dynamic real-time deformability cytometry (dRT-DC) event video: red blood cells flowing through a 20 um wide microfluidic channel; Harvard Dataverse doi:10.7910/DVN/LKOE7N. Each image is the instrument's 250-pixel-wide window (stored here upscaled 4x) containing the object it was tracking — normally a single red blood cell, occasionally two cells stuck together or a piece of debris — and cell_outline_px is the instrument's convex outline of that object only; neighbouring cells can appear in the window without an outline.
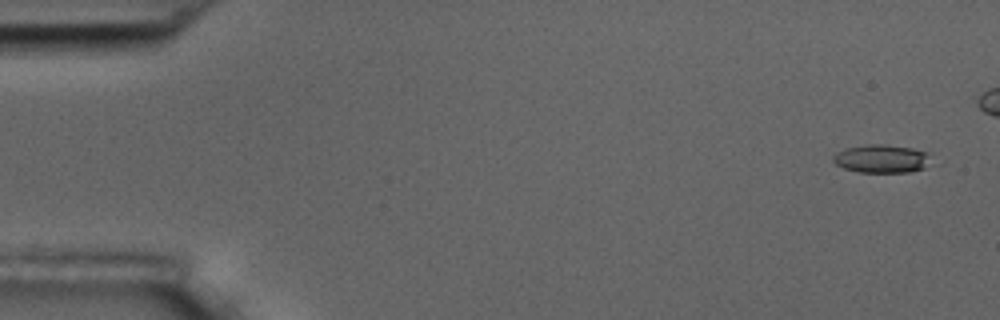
{"species": "common noctule bat (a hibernating species)", "species_latin": "Nyctalus noctula", "temperature_condition": "room temperature", "stored_images_in_passage": 6, "camera_frame_rate_fps": 3000, "um_per_image_px": 0.085, "animal": {"sex": "male", "body_mass_g": 17.5, "forearm_length_mm": 52.3}, "frame": {"image": 1, "passage_image": 1, "time_ms": 0.0, "image_size_px": [1000, 320], "cell_outline_px": [[928, 152], [924, 168], [908, 172], [856, 172], [844, 168], [836, 164], [832, 160], [832, 156], [836, 152], [844, 148], [868, 144], [888, 144], [912, 148]], "centroid_in_image_um": [74.84, 13.48], "position_along_channel_um": 10.2, "area_um2": 16.01}}